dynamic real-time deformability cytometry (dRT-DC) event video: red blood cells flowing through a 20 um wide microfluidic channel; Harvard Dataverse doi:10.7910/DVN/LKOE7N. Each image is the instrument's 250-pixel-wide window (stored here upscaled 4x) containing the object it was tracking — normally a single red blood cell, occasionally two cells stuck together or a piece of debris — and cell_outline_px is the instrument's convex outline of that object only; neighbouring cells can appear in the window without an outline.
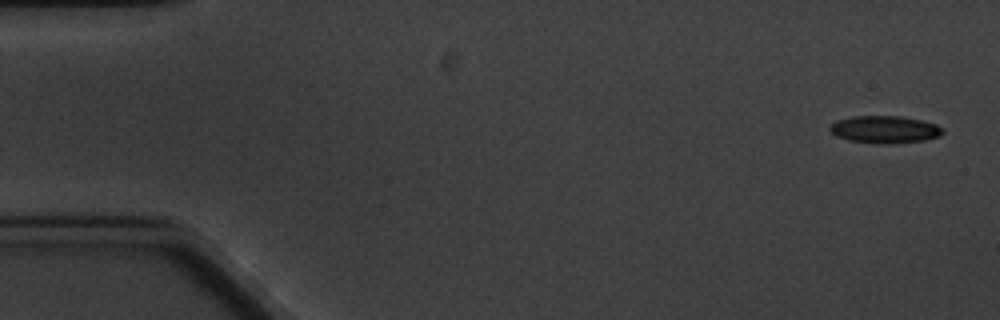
{"species": "common noctule bat (a hibernating species)", "species_latin": "Nyctalus noctula", "temperature_condition": "cold", "stored_images_in_passage": 6, "camera_frame_rate_fps": 3000, "um_per_image_px": 0.085, "animal": {"sex": "male", "body_mass_g": 20.1, "forearm_length_mm": 53.5}, "frame": {"image": 1, "passage_image": 1, "time_ms": 0.0, "image_size_px": [1000, 320], "cell_outline_px": [[944, 132], [940, 136], [924, 140], [884, 144], [876, 144], [848, 140], [836, 136], [828, 128], [836, 120], [852, 116], [900, 116], [920, 120], [936, 124], [944, 128]], "centroid_in_image_um": [75.2, 11.0], "position_along_channel_um": 9.8, "area_um2": 18.03}}